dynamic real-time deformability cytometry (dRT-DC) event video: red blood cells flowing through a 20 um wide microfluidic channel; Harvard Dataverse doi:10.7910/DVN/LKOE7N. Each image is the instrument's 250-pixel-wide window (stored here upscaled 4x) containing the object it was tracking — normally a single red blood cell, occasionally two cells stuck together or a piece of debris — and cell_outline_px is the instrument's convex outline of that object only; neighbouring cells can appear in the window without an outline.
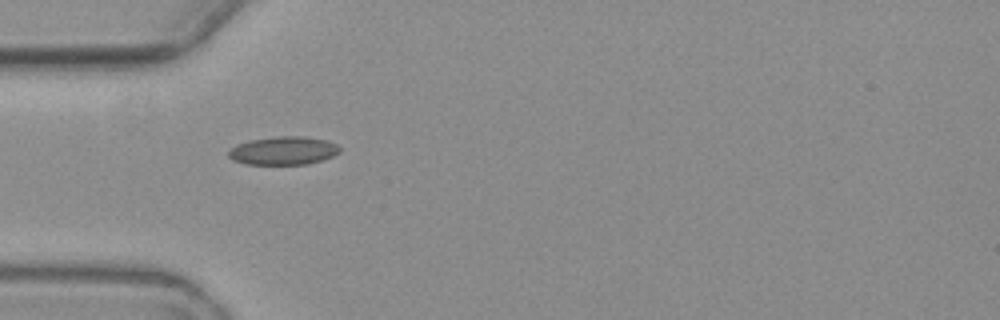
{"species": "common noctule bat (a hibernating species)", "species_latin": "Nyctalus noctula", "temperature_condition": "warm", "stored_images_in_passage": 2, "camera_frame_rate_fps": 3000, "um_per_image_px": 0.085, "animal": {"sex": "female", "body_mass_g": 19.3, "forearm_length_mm": 54.1}, "frame": {"image": 1, "passage_image": 1, "time_ms": 0.0, "image_size_px": [1000, 320], "cell_outline_px": [[340, 152], [332, 156], [308, 164], [248, 164], [232, 160], [228, 156], [228, 152], [236, 144], [248, 140], [276, 136], [304, 136], [328, 140], [336, 144], [340, 148]], "centroid_in_image_um": [24.08, 12.79], "position_along_channel_um": 60.9, "area_um2": 18.38}}
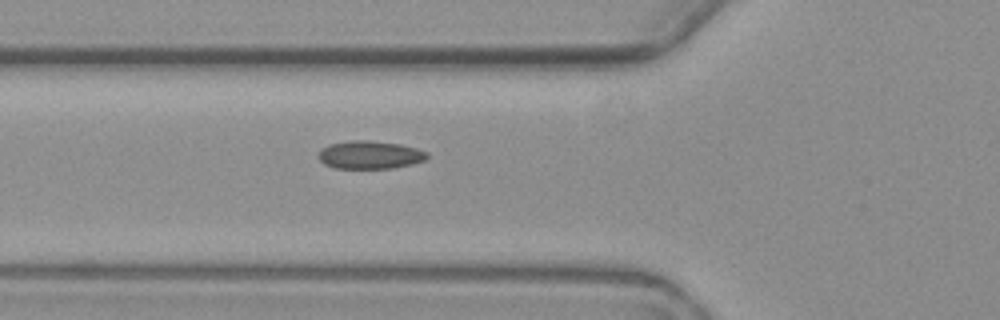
{"frame": {"image": 2, "passage_image": 2, "time_ms": 1.0, "image_size_px": [1000, 320], "cell_outline_px": [[428, 156], [424, 160], [412, 164], [392, 168], [336, 168], [324, 164], [320, 160], [320, 148], [328, 144], [352, 140], [368, 140], [400, 144], [416, 148], [428, 152]], "centroid_in_image_um": [31.44, 13.15], "position_along_channel_um": 94.4, "area_um2": 17.69}}